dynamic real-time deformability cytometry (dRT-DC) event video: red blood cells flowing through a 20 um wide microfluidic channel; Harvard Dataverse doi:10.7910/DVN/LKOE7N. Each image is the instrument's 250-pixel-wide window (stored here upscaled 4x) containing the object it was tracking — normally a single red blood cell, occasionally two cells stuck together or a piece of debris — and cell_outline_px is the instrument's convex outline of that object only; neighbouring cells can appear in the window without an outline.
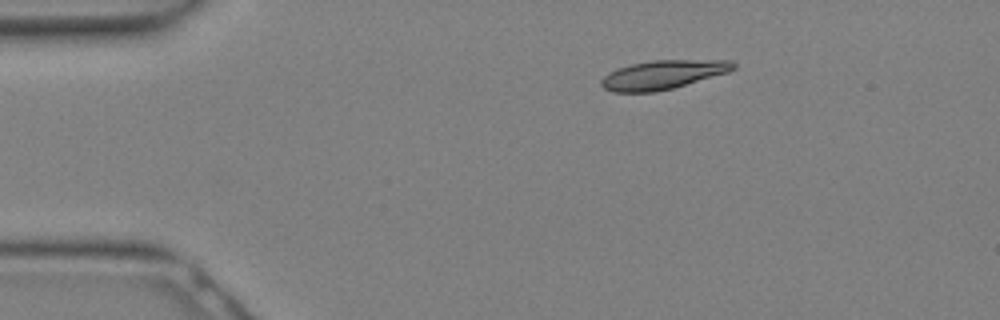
{"species": "Egyptian fruit bat (a non-hibernating species)", "species_latin": "Rousettus aegyptiacus", "temperature_condition": "warm", "stored_images_in_passage": 12, "camera_frame_rate_fps": 3000, "um_per_image_px": 0.085, "animal": {"sex": "female"}, "frame": {"image": 1, "passage_image": 1, "time_ms": 0.0, "image_size_px": [1000, 320], "cell_outline_px": [[736, 68], [728, 72], [672, 88], [656, 92], [612, 92], [604, 88], [600, 84], [600, 80], [608, 72], [616, 68], [632, 64], [652, 60], [732, 60], [736, 64]], "centroid_in_image_um": [56.32, 6.34], "position_along_channel_um": 28.7, "area_um2": 22.25}}
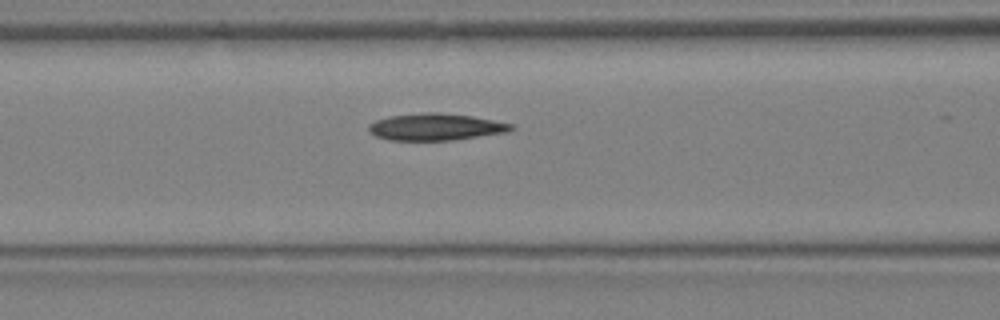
{"frame": {"image": 2, "passage_image": 8, "time_ms": 2.333, "image_size_px": [1000, 320], "cell_outline_px": [[516, 128], [508, 132], [452, 140], [388, 140], [376, 136], [368, 132], [368, 124], [376, 120], [388, 116], [428, 112], [440, 112], [472, 116], [512, 124]], "centroid_in_image_um": [37.01, 10.78], "position_along_channel_um": 129.6, "area_um2": 22.37}}
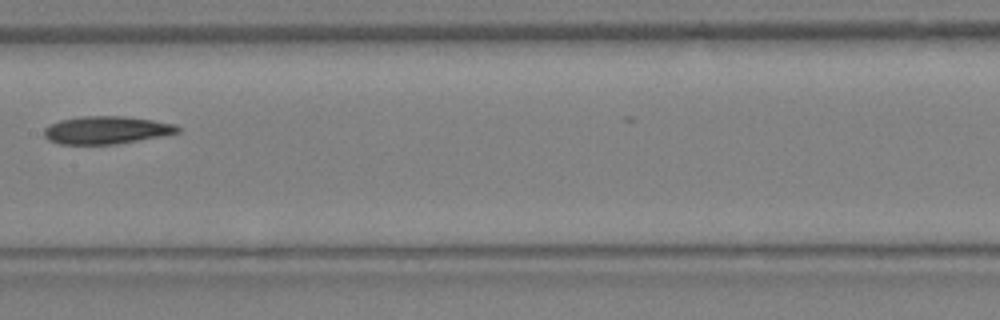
{"frame": {"image": 3, "passage_image": 11, "time_ms": 3.333, "image_size_px": [1000, 320], "cell_outline_px": [[180, 132], [160, 136], [116, 144], [60, 144], [48, 140], [44, 136], [44, 128], [48, 124], [60, 120], [80, 116], [124, 116], [152, 120], [176, 124], [180, 128]], "centroid_in_image_um": [9.01, 11.05], "position_along_channel_um": 198.4, "area_um2": 21.62}}